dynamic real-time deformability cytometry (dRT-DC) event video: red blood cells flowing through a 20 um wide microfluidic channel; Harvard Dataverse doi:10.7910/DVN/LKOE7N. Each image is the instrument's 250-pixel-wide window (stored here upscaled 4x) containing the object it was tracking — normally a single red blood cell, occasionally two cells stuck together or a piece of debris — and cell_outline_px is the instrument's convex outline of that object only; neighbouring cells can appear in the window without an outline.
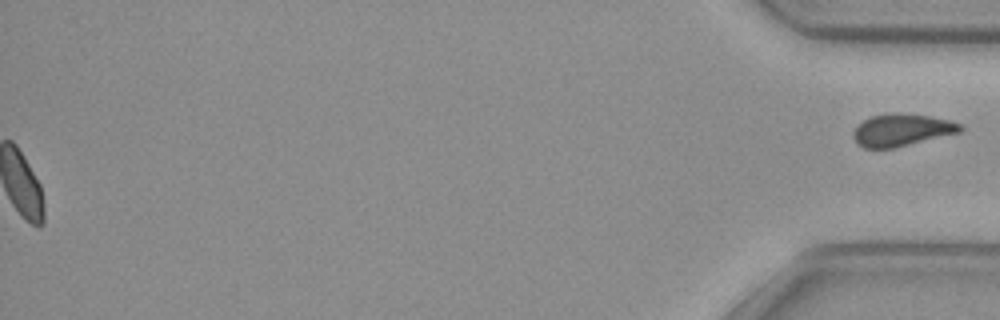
{"species": "common noctule bat (a hibernating species)", "species_latin": "Nyctalus noctula", "temperature_condition": "cold", "stored_images_in_passage": 48, "segment_of_instrument_passage": [2, 2], "camera_frame_rate_fps": 3000, "um_per_image_px": 0.085, "animal": {"sex": "female", "body_mass_g": 29.2, "forearm_length_mm": 56.3}, "frame": {"image": 1, "passage_image": 48, "time_ms": 15.667, "image_size_px": [1000, 320], "cell_outline_px": [[964, 128], [960, 132], [892, 148], [864, 148], [852, 136], [852, 132], [864, 120], [872, 116], [892, 112], [896, 112], [932, 116], [948, 120], [960, 124]], "centroid_in_image_um": [76.65, 11.03], "position_along_channel_um": 358.5, "area_um2": 19.83}}